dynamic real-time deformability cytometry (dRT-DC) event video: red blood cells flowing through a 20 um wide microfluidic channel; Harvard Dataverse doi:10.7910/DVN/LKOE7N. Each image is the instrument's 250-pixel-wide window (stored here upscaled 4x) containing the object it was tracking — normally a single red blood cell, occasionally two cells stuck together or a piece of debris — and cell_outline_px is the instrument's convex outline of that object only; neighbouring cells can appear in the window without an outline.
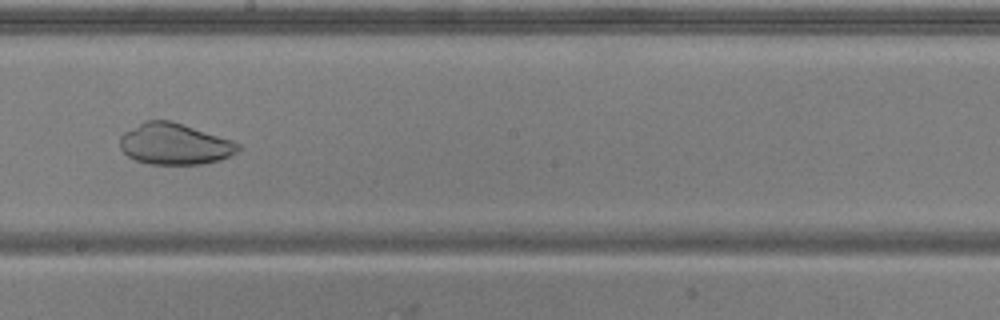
{"species": "common noctule bat (a hibernating species)", "species_latin": "Nyctalus noctula", "temperature_condition": "warm", "stored_images_in_passage": 40, "camera_frame_rate_fps": 3000, "um_per_image_px": 0.085, "animal": {"sex": "male", "body_mass_g": 20.5, "forearm_length_mm": 52.5}, "frame": {"image": 1, "passage_image": 18, "time_ms": 5.667, "image_size_px": [1000, 320], "cell_outline_px": [[244, 148], [220, 160], [200, 164], [148, 164], [136, 160], [128, 156], [120, 148], [120, 136], [124, 132], [144, 120], [172, 120], [232, 140], [240, 144]], "centroid_in_image_um": [14.85, 12.23], "position_along_channel_um": 233.4, "area_um2": 28.55}}